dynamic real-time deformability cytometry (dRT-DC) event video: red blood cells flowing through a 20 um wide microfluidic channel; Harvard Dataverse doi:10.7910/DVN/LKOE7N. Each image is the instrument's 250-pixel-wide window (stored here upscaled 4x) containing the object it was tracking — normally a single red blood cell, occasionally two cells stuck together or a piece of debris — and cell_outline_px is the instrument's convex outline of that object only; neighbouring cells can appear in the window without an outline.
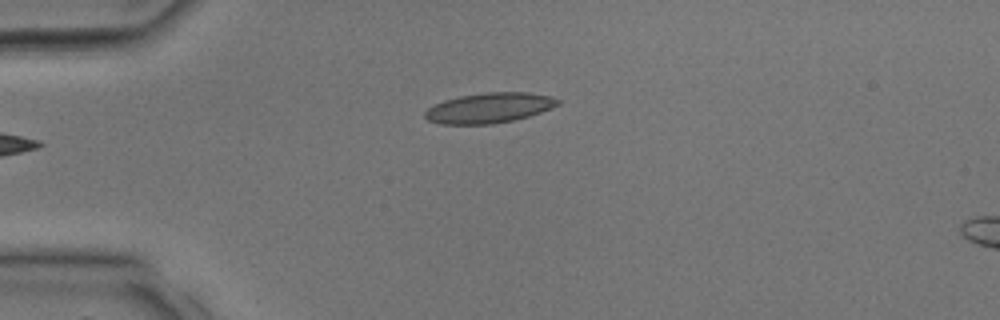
{"species": "common noctule bat (a hibernating species)", "species_latin": "Nyctalus noctula", "temperature_condition": "room temperature", "stored_images_in_passage": 5, "camera_frame_rate_fps": 3000, "um_per_image_px": 0.085, "animal": {"sex": "male", "body_mass_g": 17.9, "forearm_length_mm": 54.2}, "frame": {"image": 1, "passage_image": 1, "time_ms": 0.0, "image_size_px": [1000, 320], "cell_outline_px": [[560, 104], [540, 112], [528, 116], [512, 120], [492, 124], [440, 124], [428, 120], [424, 116], [424, 112], [428, 108], [444, 100], [460, 96], [488, 92], [528, 92], [548, 96], [560, 100]], "centroid_in_image_um": [41.56, 9.17], "position_along_channel_um": 43.4, "area_um2": 23.12}}